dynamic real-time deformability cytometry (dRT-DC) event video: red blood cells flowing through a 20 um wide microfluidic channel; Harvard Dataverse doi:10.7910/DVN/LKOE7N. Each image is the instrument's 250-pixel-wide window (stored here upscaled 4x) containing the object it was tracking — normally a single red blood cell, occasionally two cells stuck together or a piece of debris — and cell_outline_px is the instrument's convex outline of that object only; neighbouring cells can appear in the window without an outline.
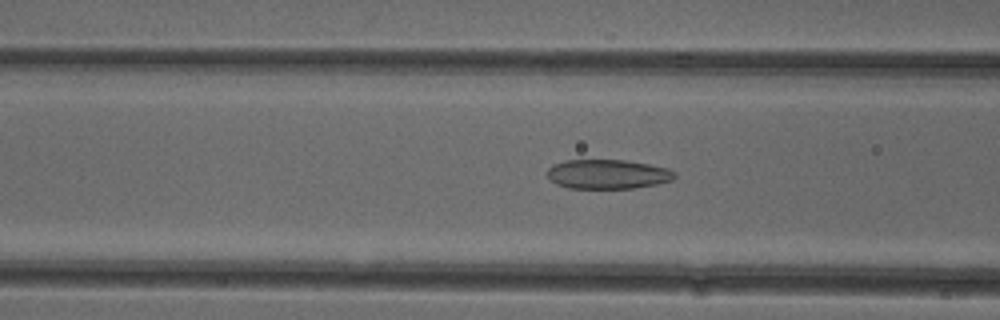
{"species": "common noctule bat (a hibernating species)", "species_latin": "Nyctalus noctula", "temperature_condition": "cold", "stored_images_in_passage": 44, "camera_frame_rate_fps": 3000, "um_per_image_px": 0.085, "animal": {"sex": "female"}, "frame": {"image": 1, "passage_image": 12, "time_ms": 3.667, "image_size_px": [1000, 320], "cell_outline_px": [[676, 176], [672, 180], [656, 184], [636, 188], [568, 188], [556, 184], [548, 176], [548, 168], [552, 164], [564, 160], [628, 160], [668, 168], [676, 172]], "centroid_in_image_um": [51.66, 14.8], "position_along_channel_um": 114.9, "area_um2": 21.91}}
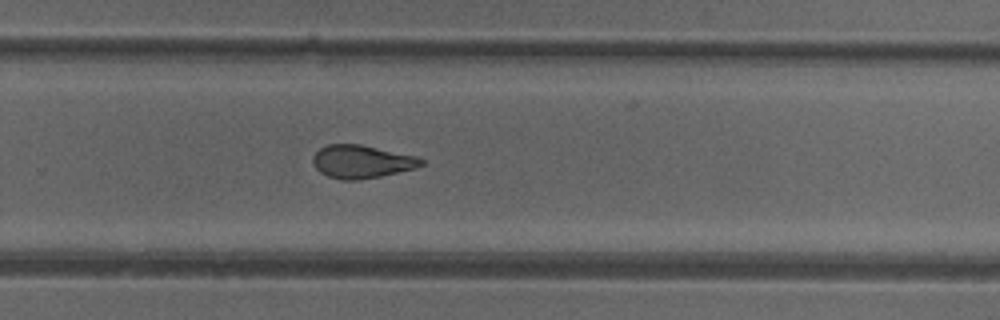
{"frame": {"image": 2, "passage_image": 26, "time_ms": 8.333, "image_size_px": [1000, 320], "cell_outline_px": [[424, 164], [416, 168], [380, 176], [356, 180], [340, 180], [328, 176], [320, 172], [316, 168], [312, 160], [312, 156], [320, 148], [328, 144], [360, 144], [416, 156], [424, 160]], "centroid_in_image_um": [30.73, 13.74], "position_along_channel_um": 299.1, "area_um2": 20.81}}
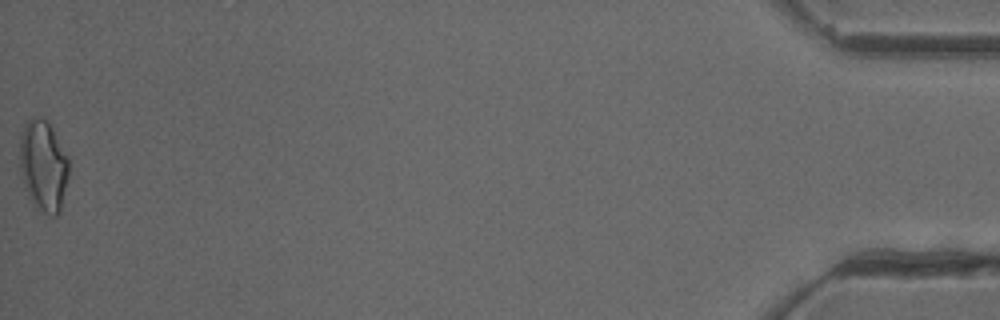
{"frame": {"image": 3, "passage_image": 44, "time_ms": 14.333, "image_size_px": [1000, 320], "cell_outline_px": [[68, 176], [60, 212], [56, 216], [52, 216], [44, 212], [36, 204], [24, 188], [20, 168], [20, 132], [24, 124], [28, 120], [36, 116], [44, 116], [48, 120], [68, 156]], "centroid_in_image_um": [3.69, 14.01], "position_along_channel_um": 431.5, "area_um2": 26.07}, "authors_computed_cell_mechanics": {"area_um2": 22.0507, "velocity_mm_per_s": 3.9466, "shape_relaxation_time_tau1_ms": null, "shape_relaxation_time_tau2_ms": 1.7908, "deformation_change_tau1": null, "deformation_change_tau2": 0.0965}}